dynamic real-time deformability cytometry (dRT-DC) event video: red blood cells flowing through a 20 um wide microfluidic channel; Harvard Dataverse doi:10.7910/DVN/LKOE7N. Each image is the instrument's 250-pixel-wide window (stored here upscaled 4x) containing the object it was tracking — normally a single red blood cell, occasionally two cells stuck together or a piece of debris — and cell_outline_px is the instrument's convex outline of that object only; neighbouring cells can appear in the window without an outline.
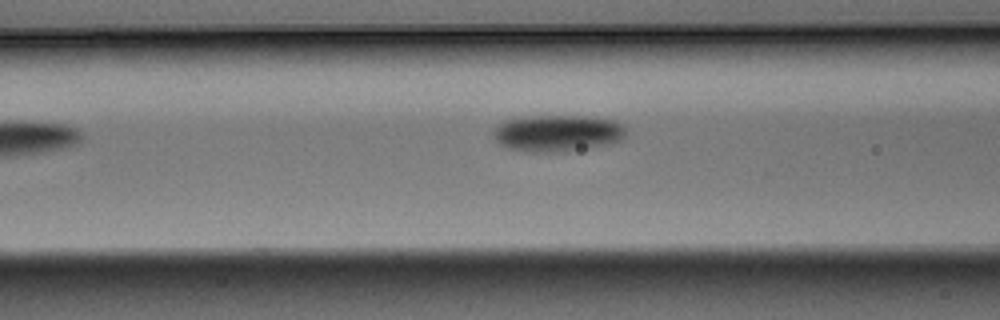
{"species": "Egyptian fruit bat (a non-hibernating species)", "species_latin": "Rousettus aegyptiacus", "temperature_condition": "warm", "stored_images_in_passage": 7, "camera_frame_rate_fps": 3000, "um_per_image_px": 0.085, "animal": {"sex": "male"}, "frame": {"image": 1, "passage_image": 5, "time_ms": 1.333, "image_size_px": [1000, 320], "cell_outline_px": [[624, 136], [620, 140], [612, 144], [564, 152], [528, 152], [508, 148], [500, 144], [496, 140], [492, 132], [504, 120], [512, 116], [588, 116], [616, 120], [624, 124]], "centroid_in_image_um": [47.38, 11.31], "position_along_channel_um": 119.2, "area_um2": 28.84}}
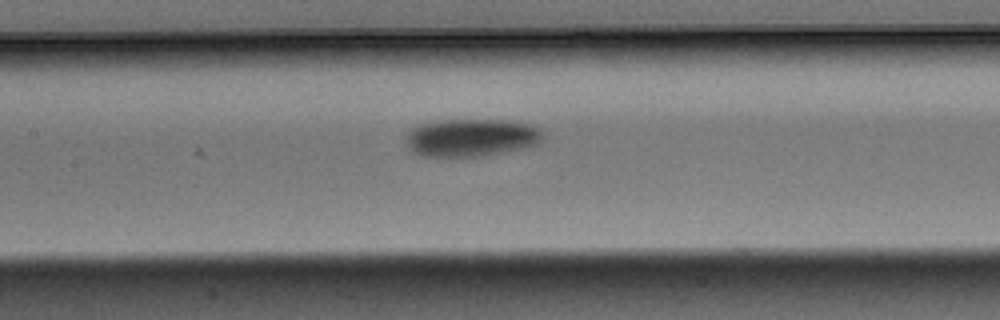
{"frame": {"image": 2, "passage_image": 7, "time_ms": 2.0, "image_size_px": [1000, 320], "cell_outline_px": [[544, 136], [540, 144], [524, 148], [480, 156], [424, 156], [408, 148], [408, 132], [416, 124], [436, 120], [504, 120], [528, 124], [536, 128]], "centroid_in_image_um": [40.05, 11.68], "position_along_channel_um": 167.3, "area_um2": 29.88}}